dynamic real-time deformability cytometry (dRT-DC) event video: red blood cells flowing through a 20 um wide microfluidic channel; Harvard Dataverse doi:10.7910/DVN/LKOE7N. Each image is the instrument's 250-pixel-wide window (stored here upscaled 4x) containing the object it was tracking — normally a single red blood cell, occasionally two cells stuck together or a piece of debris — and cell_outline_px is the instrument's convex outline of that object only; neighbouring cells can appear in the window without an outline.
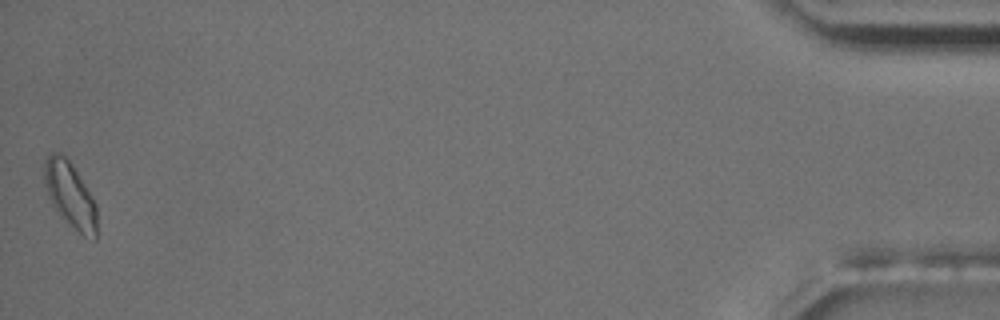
{"species": "common noctule bat (a hibernating species)", "species_latin": "Nyctalus noctula", "temperature_condition": "room temperature", "stored_images_in_passage": 17, "camera_frame_rate_fps": 3000, "um_per_image_px": 0.085, "animal": {"sex": "male", "body_mass_g": 17.5, "forearm_length_mm": 52.3}, "frame": {"image": 1, "passage_image": 17, "time_ms": 18.667, "image_size_px": [1000, 320], "cell_outline_px": [[96, 240], [84, 236], [60, 216], [52, 204], [48, 196], [44, 184], [44, 160], [48, 152], [60, 152], [68, 160], [92, 196], [96, 204]], "centroid_in_image_um": [5.93, 16.55], "position_along_channel_um": 429.3, "area_um2": 19.88}, "authors_computed_cell_mechanics": {"area_um2": 15.3748, "velocity_mm_per_s": 3.5243, "shape_relaxation_time_tau1_ms": 3.4736, "shape_relaxation_time_tau2_ms": 5.2536, "deformation_change_tau1": 0.0736, "deformation_change_tau2": 0.0796}}